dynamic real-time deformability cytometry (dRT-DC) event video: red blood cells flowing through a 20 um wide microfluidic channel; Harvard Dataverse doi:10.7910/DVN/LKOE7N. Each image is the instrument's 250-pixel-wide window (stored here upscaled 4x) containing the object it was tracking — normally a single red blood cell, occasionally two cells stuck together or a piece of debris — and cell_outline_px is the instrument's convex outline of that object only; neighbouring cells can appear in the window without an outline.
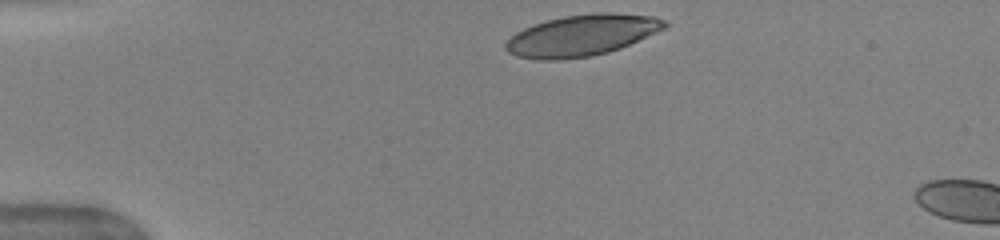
{"species": "human", "species_latin": "Homo sapiens", "temperature_condition": "warm", "stored_images_in_passage": 5, "camera_frame_rate_fps": 3000, "um_per_image_px": 0.085, "donor": {"sex": "female"}, "frame": {"image": 1, "passage_image": 1, "time_ms": 0.0, "image_size_px": [1000, 240], "cell_outline_px": [[668, 24], [664, 28], [656, 32], [620, 48], [608, 52], [592, 56], [560, 60], [540, 60], [516, 56], [508, 52], [504, 48], [504, 44], [516, 32], [524, 28], [548, 20], [564, 16], [600, 12], [612, 12], [656, 16], [664, 20]], "centroid_in_image_um": [49.45, 3.01], "position_along_channel_um": 35.6, "area_um2": 38.09}}